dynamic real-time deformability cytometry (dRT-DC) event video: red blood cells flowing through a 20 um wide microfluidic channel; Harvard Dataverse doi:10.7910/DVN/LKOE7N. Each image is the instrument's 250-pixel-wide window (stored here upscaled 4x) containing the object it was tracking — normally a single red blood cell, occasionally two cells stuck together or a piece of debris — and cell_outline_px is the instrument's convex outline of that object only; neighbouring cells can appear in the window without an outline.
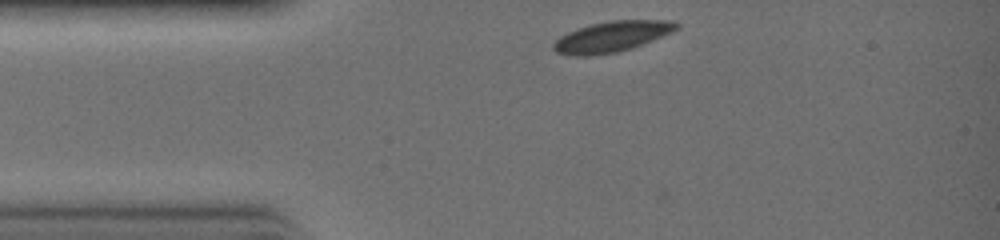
{"species": "common noctule bat (a hibernating species)", "species_latin": "Nyctalus noctula", "temperature_condition": "warm", "stored_images_in_passage": 22, "camera_frame_rate_fps": 3000, "um_per_image_px": 0.085, "animal": {"sex": "female", "body_mass_g": 19.0, "forearm_length_mm": 51.5}, "frame": {"image": 1, "passage_image": 1, "time_ms": 0.0, "image_size_px": [1000, 240], "cell_outline_px": [[680, 28], [672, 32], [632, 48], [616, 52], [588, 56], [572, 56], [556, 52], [552, 48], [552, 44], [560, 36], [576, 28], [592, 24], [612, 20], [672, 20], [680, 24]], "centroid_in_image_um": [52.0, 3.11], "position_along_channel_um": 33.0, "area_um2": 22.02}}
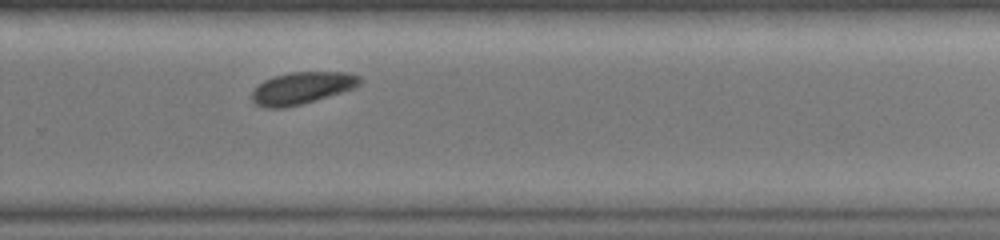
{"frame": {"image": 2, "passage_image": 16, "time_ms": 5.0, "image_size_px": [1000, 240], "cell_outline_px": [[360, 84], [356, 88], [300, 104], [284, 108], [264, 108], [256, 104], [252, 100], [252, 92], [264, 80], [272, 76], [292, 72], [348, 72], [360, 76]], "centroid_in_image_um": [25.67, 7.48], "position_along_channel_um": 304.1, "area_um2": 20.06}}
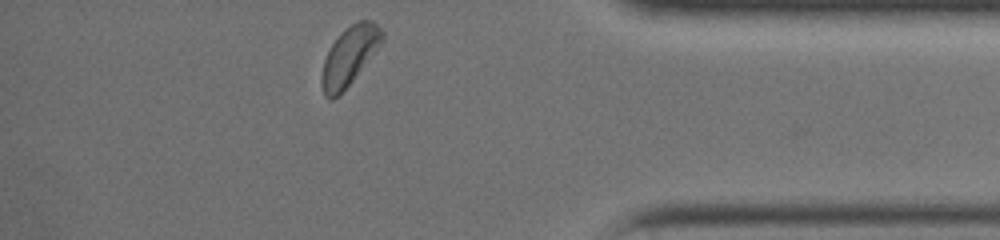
{"frame": {"image": 3, "passage_image": 22, "time_ms": 7.0, "image_size_px": [1000, 240], "cell_outline_px": [[384, 36], [380, 44], [352, 80], [332, 100], [328, 100], [324, 96], [320, 84], [320, 76], [324, 60], [332, 44], [340, 32], [344, 28], [360, 20], [372, 20], [384, 32]], "centroid_in_image_um": [29.65, 4.75], "position_along_channel_um": 405.5, "area_um2": 20.23}}